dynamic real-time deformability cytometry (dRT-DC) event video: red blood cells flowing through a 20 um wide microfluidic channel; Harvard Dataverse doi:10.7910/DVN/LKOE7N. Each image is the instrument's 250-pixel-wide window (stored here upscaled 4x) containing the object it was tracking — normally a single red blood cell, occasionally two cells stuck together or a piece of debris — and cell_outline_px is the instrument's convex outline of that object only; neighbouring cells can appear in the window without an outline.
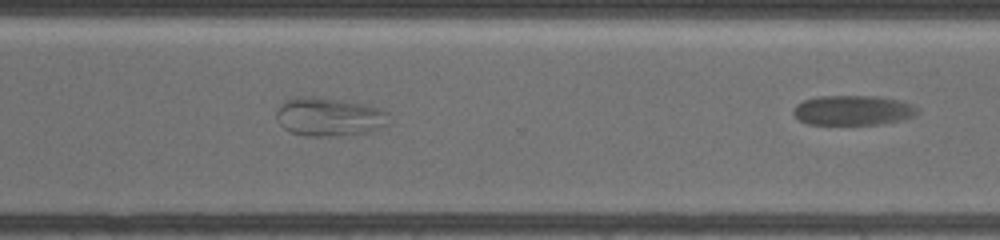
{"species": "common noctule bat (a hibernating species)", "species_latin": "Nyctalus noctula", "temperature_condition": "warm", "stored_images_in_passage": 40, "camera_frame_rate_fps": 3000, "um_per_image_px": 0.085, "animal": {"sex": "female", "body_mass_g": 19.5, "forearm_length_mm": 54.1}, "frame": {"image": 1, "passage_image": 40, "time_ms": 8.0, "image_size_px": [1000, 240], "cell_outline_px": [[916, 116], [884, 124], [808, 124], [800, 120], [792, 112], [796, 104], [804, 100], [816, 96], [876, 96], [896, 100], [912, 104], [916, 108]], "centroid_in_image_um": [72.47, 9.37], "position_along_channel_um": 298.1, "area_um2": 21.44}}